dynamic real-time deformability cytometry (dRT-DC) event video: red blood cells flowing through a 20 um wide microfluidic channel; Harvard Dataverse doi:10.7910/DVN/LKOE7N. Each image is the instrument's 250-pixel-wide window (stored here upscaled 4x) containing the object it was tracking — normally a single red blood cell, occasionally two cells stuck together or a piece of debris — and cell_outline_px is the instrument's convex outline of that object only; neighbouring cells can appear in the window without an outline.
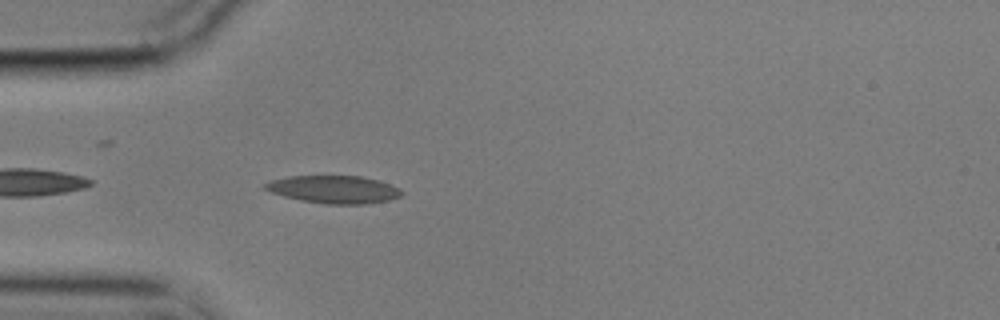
{"species": "common noctule bat (a hibernating species)", "species_latin": "Nyctalus noctula", "temperature_condition": "cold", "stored_images_in_passage": 20, "camera_frame_rate_fps": 3000, "um_per_image_px": 0.085, "animal": {"sex": "male", "body_mass_g": 17.9}, "frame": {"image": 1, "passage_image": 3, "time_ms": 0.667, "image_size_px": [1000, 320], "cell_outline_px": [[404, 192], [400, 196], [388, 200], [364, 204], [324, 204], [300, 200], [284, 196], [272, 192], [264, 188], [260, 184], [272, 180], [288, 176], [360, 176], [380, 180], [400, 188]], "centroid_in_image_um": [28.38, 16.1], "position_along_channel_um": 56.6, "area_um2": 22.14}}
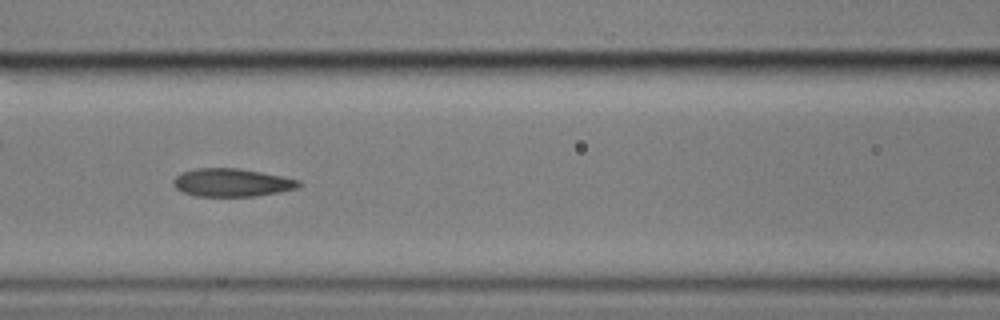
{"frame": {"image": 2, "passage_image": 11, "time_ms": 3.333, "image_size_px": [1000, 320], "cell_outline_px": [[300, 184], [296, 188], [280, 192], [256, 196], [196, 196], [184, 192], [176, 188], [172, 184], [172, 180], [180, 172], [196, 168], [240, 168], [284, 176], [300, 180]], "centroid_in_image_um": [19.69, 15.51], "position_along_channel_um": 146.9, "area_um2": 20.63}}
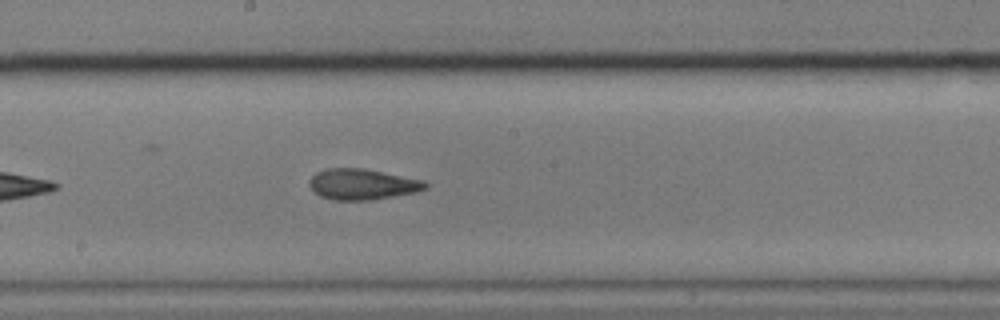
{"frame": {"image": 3, "passage_image": 17, "time_ms": 5.333, "image_size_px": [1000, 320], "cell_outline_px": [[428, 188], [416, 192], [372, 200], [332, 200], [320, 196], [312, 192], [308, 184], [308, 180], [316, 172], [328, 168], [364, 168], [424, 180], [428, 184]], "centroid_in_image_um": [30.77, 15.66], "position_along_channel_um": 217.4, "area_um2": 21.1}}